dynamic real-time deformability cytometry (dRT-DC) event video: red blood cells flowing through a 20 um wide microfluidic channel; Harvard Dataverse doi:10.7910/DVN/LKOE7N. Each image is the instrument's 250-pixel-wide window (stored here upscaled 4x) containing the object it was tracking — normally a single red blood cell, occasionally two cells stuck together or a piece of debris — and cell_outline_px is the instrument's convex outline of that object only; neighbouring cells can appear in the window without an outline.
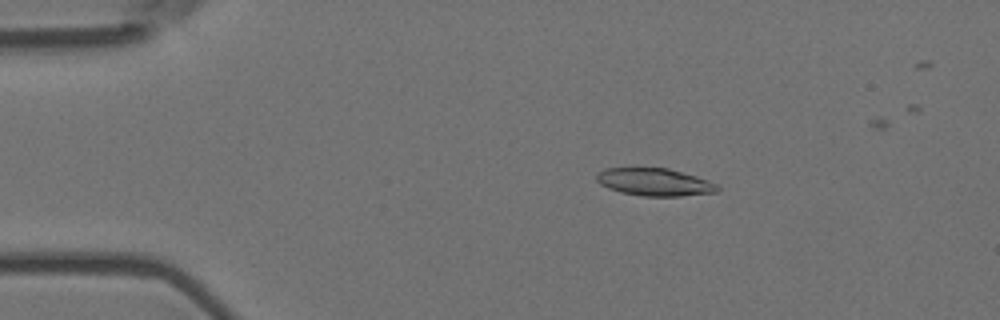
{"species": "Egyptian fruit bat (a non-hibernating species)", "species_latin": "Rousettus aegyptiacus", "temperature_condition": "room temperature", "stored_images_in_passage": 7, "camera_frame_rate_fps": 3000, "um_per_image_px": 0.085, "animal": {"sex": "female"}, "frame": {"image": 1, "passage_image": 3, "time_ms": 0.667, "image_size_px": [1000, 320], "cell_outline_px": [[720, 192], [680, 196], [644, 196], [620, 192], [608, 188], [600, 184], [596, 180], [596, 172], [604, 168], [668, 168], [696, 176], [708, 180], [716, 184], [720, 188]], "centroid_in_image_um": [55.63, 15.48], "position_along_channel_um": 29.4, "area_um2": 19.54}}
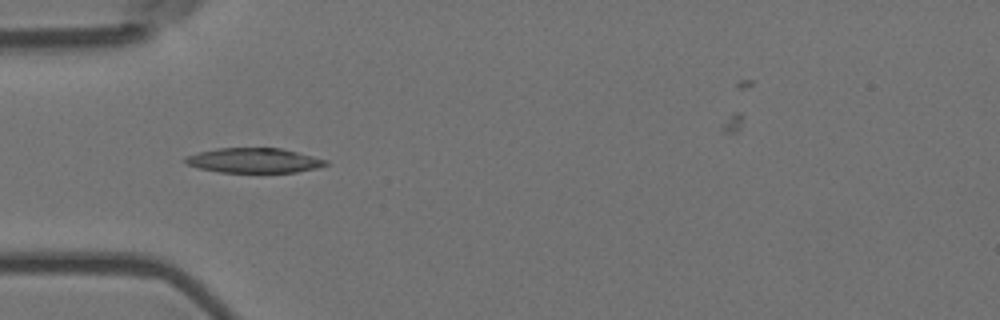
{"frame": {"image": 2, "passage_image": 5, "time_ms": 1.333, "image_size_px": [1000, 320], "cell_outline_px": [[328, 164], [316, 168], [296, 172], [220, 172], [200, 168], [184, 164], [184, 156], [216, 148], [280, 148], [328, 160]], "centroid_in_image_um": [21.55, 13.64], "position_along_channel_um": 63.5, "area_um2": 20.17}}
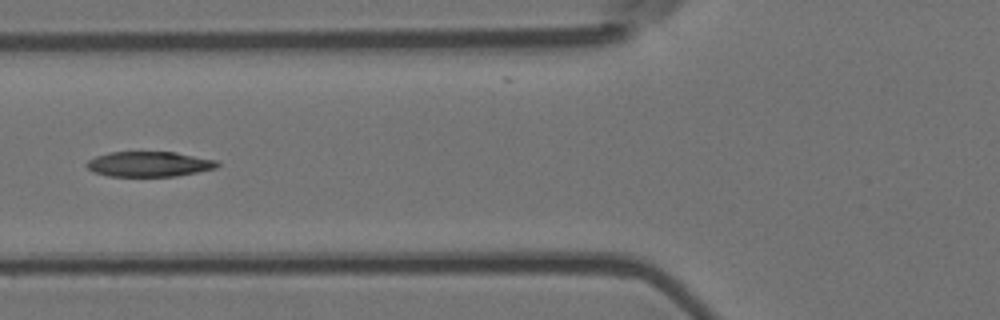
{"frame": {"image": 3, "passage_image": 6, "time_ms": 1.667, "image_size_px": [1000, 320], "cell_outline_px": [[220, 164], [216, 168], [176, 176], [108, 176], [92, 172], [84, 164], [88, 160], [96, 156], [112, 152], [176, 152], [220, 160]], "centroid_in_image_um": [12.69, 13.94], "position_along_channel_um": 113.1, "area_um2": 19.31}}